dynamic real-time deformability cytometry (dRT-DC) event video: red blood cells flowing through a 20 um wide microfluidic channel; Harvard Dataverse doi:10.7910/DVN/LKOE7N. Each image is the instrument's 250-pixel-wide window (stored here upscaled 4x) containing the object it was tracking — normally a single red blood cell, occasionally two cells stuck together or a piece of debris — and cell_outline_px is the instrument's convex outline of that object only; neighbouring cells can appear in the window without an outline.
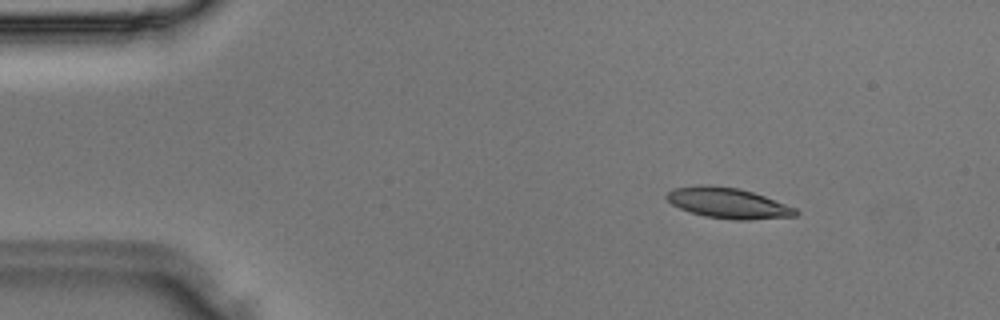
{"species": "Egyptian fruit bat (a non-hibernating species)", "species_latin": "Rousettus aegyptiacus", "temperature_condition": "room temperature", "stored_images_in_passage": 38, "segment_of_instrument_passage": [1, 2], "camera_frame_rate_fps": 3000, "um_per_image_px": 0.085, "animal": {"sex": "male"}, "frame": {"image": 1, "passage_image": 5, "time_ms": 1.333, "image_size_px": [1000, 320], "cell_outline_px": [[800, 212], [796, 216], [748, 220], [732, 220], [704, 216], [680, 208], [672, 204], [664, 196], [672, 188], [700, 184], [708, 184], [740, 188], [764, 196], [796, 208]], "centroid_in_image_um": [61.87, 17.25], "position_along_channel_um": 23.1, "area_um2": 23.12}}
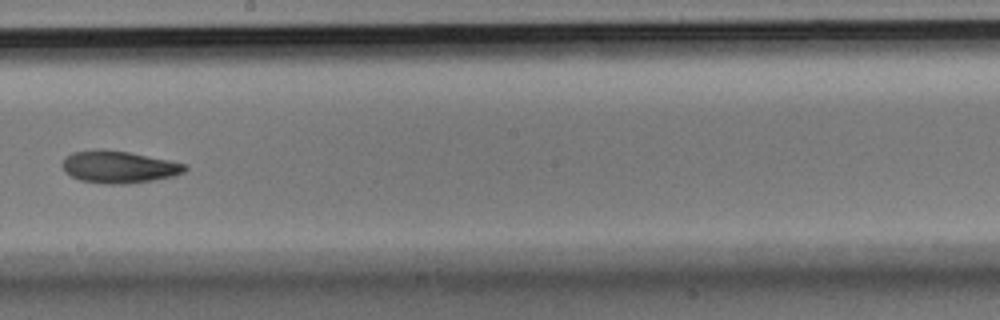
{"frame": {"image": 2, "passage_image": 21, "time_ms": 6.667, "image_size_px": [1000, 320], "cell_outline_px": [[188, 168], [184, 172], [172, 176], [152, 180], [128, 184], [108, 184], [80, 180], [64, 172], [60, 164], [64, 156], [72, 152], [100, 148], [128, 152], [188, 164]], "centroid_in_image_um": [10.05, 14.18], "position_along_channel_um": 238.2, "area_um2": 23.18}}
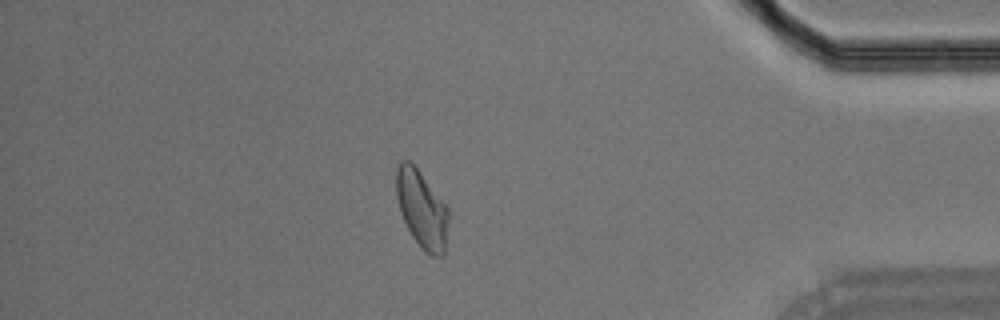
{"frame": {"image": 3, "passage_image": 32, "time_ms": 10.333, "image_size_px": [1000, 320], "cell_outline_px": [[448, 220], [444, 252], [440, 256], [432, 256], [424, 252], [412, 236], [400, 212], [396, 196], [396, 168], [400, 160], [408, 160], [420, 172], [448, 208]], "centroid_in_image_um": [35.83, 17.78], "position_along_channel_um": 399.4, "area_um2": 23.29}}